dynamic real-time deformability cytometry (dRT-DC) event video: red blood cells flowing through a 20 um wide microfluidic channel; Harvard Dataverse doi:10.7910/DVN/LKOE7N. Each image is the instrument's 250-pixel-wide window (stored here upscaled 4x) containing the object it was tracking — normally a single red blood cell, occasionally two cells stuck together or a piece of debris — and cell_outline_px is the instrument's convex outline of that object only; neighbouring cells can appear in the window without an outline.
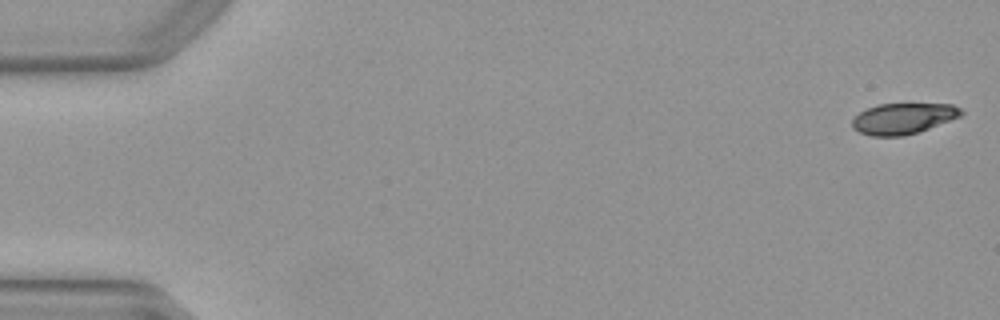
{"species": "Egyptian fruit bat (a non-hibernating species)", "species_latin": "Rousettus aegyptiacus", "temperature_condition": "warm", "stored_images_in_passage": 15, "camera_frame_rate_fps": 3000, "um_per_image_px": 0.085, "animal": {"sex": "female"}, "frame": {"image": 1, "passage_image": 1, "time_ms": 0.0, "image_size_px": [1000, 320], "cell_outline_px": [[964, 112], [960, 116], [928, 128], [904, 136], [872, 136], [860, 132], [852, 128], [852, 120], [860, 112], [868, 108], [880, 104], [952, 104], [960, 108]], "centroid_in_image_um": [76.75, 10.07], "position_along_channel_um": 8.3, "area_um2": 19.31}}
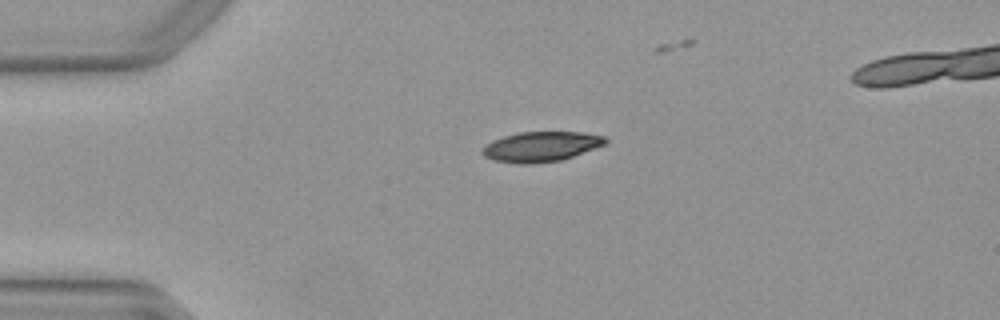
{"frame": {"image": 2, "passage_image": 12, "time_ms": 3.667, "image_size_px": [1000, 320], "cell_outline_px": [[608, 140], [604, 144], [596, 148], [560, 160], [528, 164], [520, 164], [492, 160], [484, 156], [480, 152], [492, 140], [504, 136], [520, 132], [580, 132], [604, 136]], "centroid_in_image_um": [45.97, 12.46], "position_along_channel_um": 39.0, "area_um2": 21.33}}